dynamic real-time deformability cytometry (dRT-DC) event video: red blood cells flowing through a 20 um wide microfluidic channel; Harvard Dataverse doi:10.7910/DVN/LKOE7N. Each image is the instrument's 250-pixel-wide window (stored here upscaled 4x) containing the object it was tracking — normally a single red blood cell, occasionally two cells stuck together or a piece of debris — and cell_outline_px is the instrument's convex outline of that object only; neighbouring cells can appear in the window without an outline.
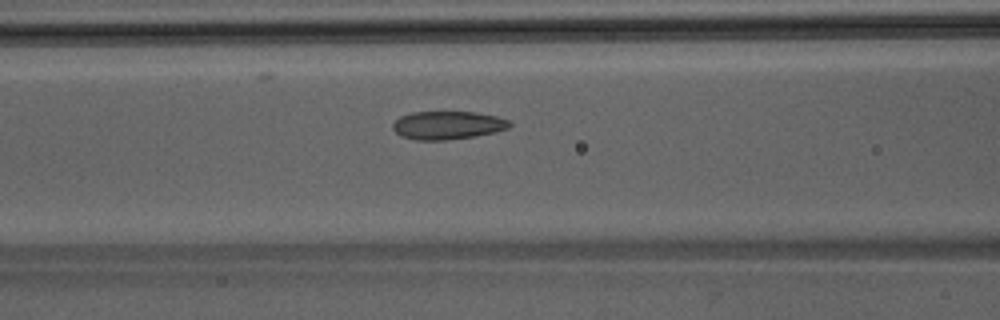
{"species": "Egyptian fruit bat (a non-hibernating species)", "species_latin": "Rousettus aegyptiacus", "temperature_condition": "room temperature", "stored_images_in_passage": 45, "camera_frame_rate_fps": 3000, "um_per_image_px": 0.085, "animal": {"sex": "male"}, "frame": {"image": 1, "passage_image": 17, "time_ms": 5.333, "image_size_px": [1000, 320], "cell_outline_px": [[512, 124], [508, 128], [496, 132], [476, 136], [448, 140], [416, 140], [400, 136], [392, 128], [392, 124], [400, 116], [412, 112], [476, 112], [496, 116], [508, 120]], "centroid_in_image_um": [38.04, 10.65], "position_along_channel_um": 128.6, "area_um2": 19.31}}
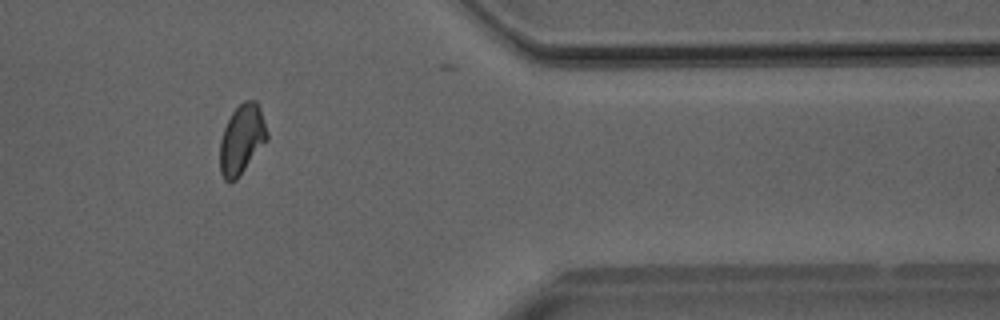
{"frame": {"image": 2, "passage_image": 37, "time_ms": 12.0, "image_size_px": [1000, 320], "cell_outline_px": [[268, 140], [236, 180], [232, 184], [228, 184], [224, 180], [220, 172], [220, 140], [224, 128], [232, 112], [244, 100], [256, 100], [260, 108], [268, 132]], "centroid_in_image_um": [20.55, 11.88], "position_along_channel_um": 390.8, "area_um2": 19.31}}
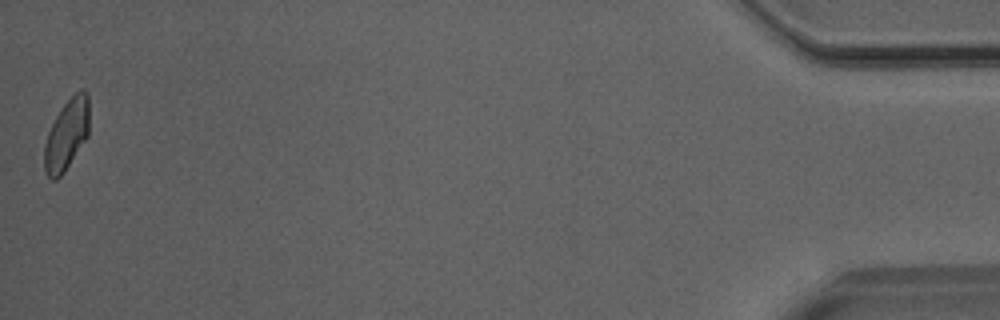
{"frame": {"image": 3, "passage_image": 45, "time_ms": 14.667, "image_size_px": [1000, 320], "cell_outline_px": [[88, 136], [64, 172], [56, 180], [52, 180], [44, 172], [44, 144], [48, 132], [56, 116], [64, 104], [80, 88], [84, 88], [88, 92]], "centroid_in_image_um": [5.66, 11.45], "position_along_channel_um": 429.5, "area_um2": 18.5}}